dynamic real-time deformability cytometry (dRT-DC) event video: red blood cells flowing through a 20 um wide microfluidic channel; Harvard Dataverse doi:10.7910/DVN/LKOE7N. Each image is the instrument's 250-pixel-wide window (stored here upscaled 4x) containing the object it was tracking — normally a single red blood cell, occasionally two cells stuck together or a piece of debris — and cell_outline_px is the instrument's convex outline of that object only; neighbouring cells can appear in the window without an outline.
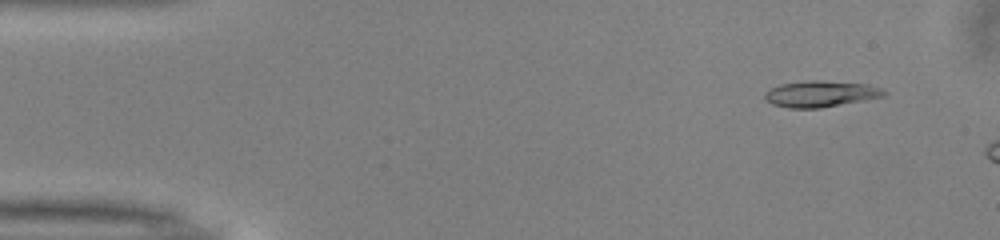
{"species": "common noctule bat (a hibernating species)", "species_latin": "Nyctalus noctula", "temperature_condition": "warm", "stored_images_in_passage": 9, "camera_frame_rate_fps": 3000, "um_per_image_px": 0.085, "animal": {"sex": "male", "body_mass_g": 13.0, "forearm_length_mm": 53.1}, "frame": {"image": 1, "passage_image": 4, "time_ms": 1.0, "image_size_px": [1000, 240], "cell_outline_px": [[888, 92], [884, 96], [864, 100], [820, 108], [788, 108], [772, 104], [764, 100], [764, 92], [780, 84], [812, 80], [820, 80], [868, 84], [880, 88]], "centroid_in_image_um": [69.73, 7.98], "position_along_channel_um": 15.3, "area_um2": 18.21}}